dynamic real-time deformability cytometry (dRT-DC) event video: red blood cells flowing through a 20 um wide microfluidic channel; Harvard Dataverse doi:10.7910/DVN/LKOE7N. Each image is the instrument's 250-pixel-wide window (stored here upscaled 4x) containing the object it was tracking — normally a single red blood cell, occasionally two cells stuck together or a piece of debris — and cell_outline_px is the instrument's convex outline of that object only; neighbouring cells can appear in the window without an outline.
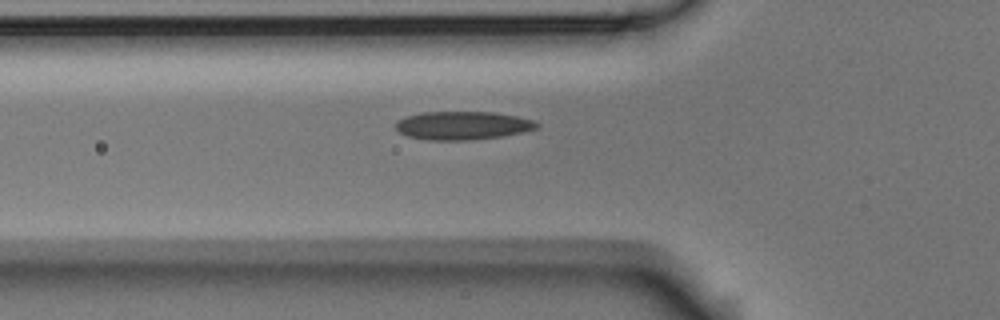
{"species": "Egyptian fruit bat (a non-hibernating species)", "species_latin": "Rousettus aegyptiacus", "temperature_condition": "room temperature", "stored_images_in_passage": 2, "camera_frame_rate_fps": 3000, "um_per_image_px": 0.085, "animal": {"sex": "male"}, "frame": {"image": 1, "passage_image": 2, "time_ms": 0.333, "image_size_px": [1000, 320], "cell_outline_px": [[540, 124], [536, 128], [524, 132], [504, 136], [472, 140], [428, 140], [408, 136], [400, 132], [396, 128], [396, 120], [408, 116], [424, 112], [492, 112], [516, 116], [532, 120]], "centroid_in_image_um": [39.33, 10.67], "position_along_channel_um": 86.5, "area_um2": 23.24}}